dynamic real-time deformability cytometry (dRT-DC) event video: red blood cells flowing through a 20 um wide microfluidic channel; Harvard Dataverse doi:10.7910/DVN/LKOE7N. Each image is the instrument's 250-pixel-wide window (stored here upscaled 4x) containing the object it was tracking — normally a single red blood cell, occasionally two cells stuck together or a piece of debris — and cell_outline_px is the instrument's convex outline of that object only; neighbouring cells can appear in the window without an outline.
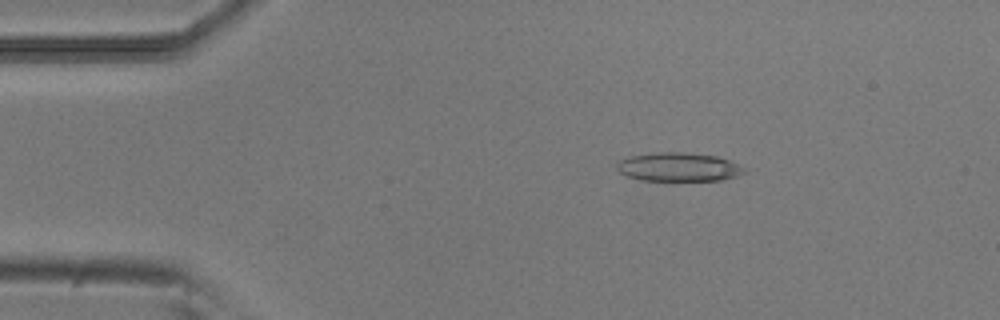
{"species": "common noctule bat (a hibernating species)", "species_latin": "Nyctalus noctula", "temperature_condition": "room temperature", "stored_images_in_passage": 53, "camera_frame_rate_fps": 3000, "um_per_image_px": 0.085, "animal": {"sex": "male", "body_mass_g": 20.5, "forearm_length_mm": 52.5}, "frame": {"image": 1, "passage_image": 9, "time_ms": 2.667, "image_size_px": [1000, 320], "cell_outline_px": [[748, 172], [724, 180], [640, 180], [628, 176], [620, 172], [616, 168], [616, 164], [620, 160], [632, 156], [656, 152], [684, 152], [716, 156], [728, 160], [744, 168]], "centroid_in_image_um": [57.68, 14.19], "position_along_channel_um": 27.3, "area_um2": 21.15}}
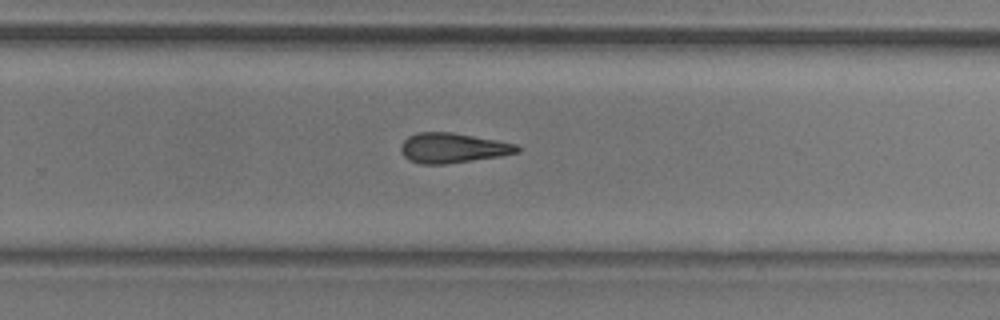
{"frame": {"image": 2, "passage_image": 34, "time_ms": 11.0, "image_size_px": [1000, 320], "cell_outline_px": [[520, 152], [500, 156], [444, 164], [420, 164], [408, 160], [404, 156], [400, 148], [400, 144], [408, 136], [416, 132], [452, 132], [496, 140], [516, 144], [520, 148]], "centroid_in_image_um": [38.45, 12.57], "position_along_channel_um": 291.4, "area_um2": 20.29}}
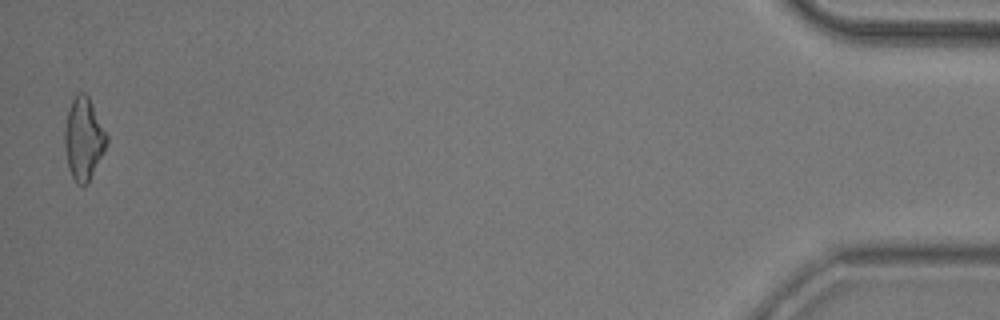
{"frame": {"image": 3, "passage_image": 52, "time_ms": 17.0, "image_size_px": [1000, 320], "cell_outline_px": [[108, 144], [88, 184], [76, 184], [68, 168], [64, 144], [64, 132], [68, 112], [72, 100], [80, 92], [84, 92], [88, 96], [108, 136]], "centroid_in_image_um": [7.12, 11.83], "position_along_channel_um": 428.1, "area_um2": 20.06}, "authors_computed_cell_mechanics": {"area_um2": 20.5768, "velocity_mm_per_s": 3.834, "shape_relaxation_time_tau1_ms": 6.5103, "shape_relaxation_time_tau2_ms": 7.0807, "deformation_change_tau1": 0.1739, "deformation_change_tau2": 0.2318}}